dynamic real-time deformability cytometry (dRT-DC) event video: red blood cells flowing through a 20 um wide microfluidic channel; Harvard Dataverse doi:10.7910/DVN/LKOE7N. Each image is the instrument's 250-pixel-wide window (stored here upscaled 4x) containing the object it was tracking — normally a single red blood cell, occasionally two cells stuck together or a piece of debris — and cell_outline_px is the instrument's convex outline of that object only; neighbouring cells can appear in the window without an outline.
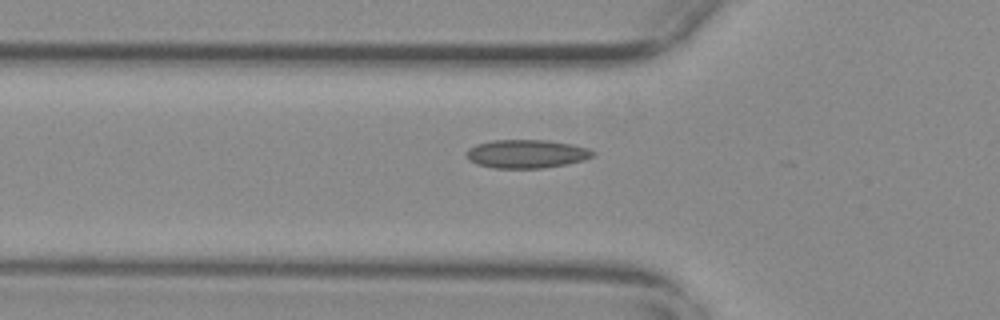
{"species": "common noctule bat (a hibernating species)", "species_latin": "Nyctalus noctula", "temperature_condition": "warm", "stored_images_in_passage": 41, "camera_frame_rate_fps": 3000, "um_per_image_px": 0.085, "animal": {"sex": "female", "body_mass_g": 29.2, "forearm_length_mm": 56.3}, "frame": {"image": 1, "passage_image": 11, "time_ms": 3.333, "image_size_px": [1000, 320], "cell_outline_px": [[596, 152], [592, 156], [584, 160], [568, 164], [540, 168], [492, 168], [476, 164], [468, 160], [468, 148], [476, 144], [492, 140], [548, 140], [572, 144], [588, 148]], "centroid_in_image_um": [44.76, 13.08], "position_along_channel_um": 81.0, "area_um2": 21.04}}
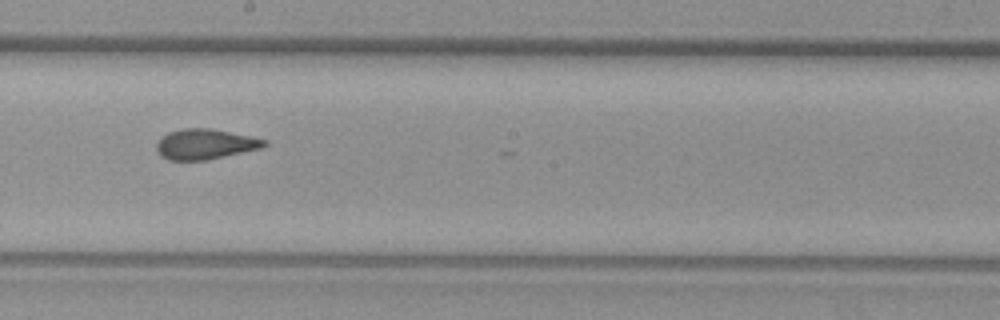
{"frame": {"image": 2, "passage_image": 23, "time_ms": 7.333, "image_size_px": [1000, 320], "cell_outline_px": [[268, 144], [260, 148], [208, 160], [168, 160], [160, 156], [156, 152], [156, 140], [160, 136], [168, 132], [180, 128], [212, 128], [252, 136], [268, 140]], "centroid_in_image_um": [17.39, 12.24], "position_along_channel_um": 230.8, "area_um2": 19.42}}
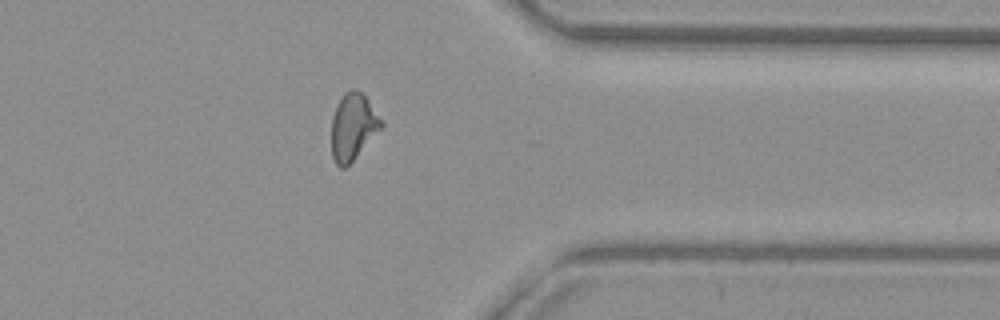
{"frame": {"image": 3, "passage_image": 36, "time_ms": 11.667, "image_size_px": [1000, 320], "cell_outline_px": [[384, 124], [352, 160], [344, 168], [340, 168], [336, 164], [332, 156], [332, 116], [336, 104], [344, 92], [352, 88], [356, 88], [364, 92]], "centroid_in_image_um": [29.99, 10.7], "position_along_channel_um": 381.4, "area_um2": 19.19}}